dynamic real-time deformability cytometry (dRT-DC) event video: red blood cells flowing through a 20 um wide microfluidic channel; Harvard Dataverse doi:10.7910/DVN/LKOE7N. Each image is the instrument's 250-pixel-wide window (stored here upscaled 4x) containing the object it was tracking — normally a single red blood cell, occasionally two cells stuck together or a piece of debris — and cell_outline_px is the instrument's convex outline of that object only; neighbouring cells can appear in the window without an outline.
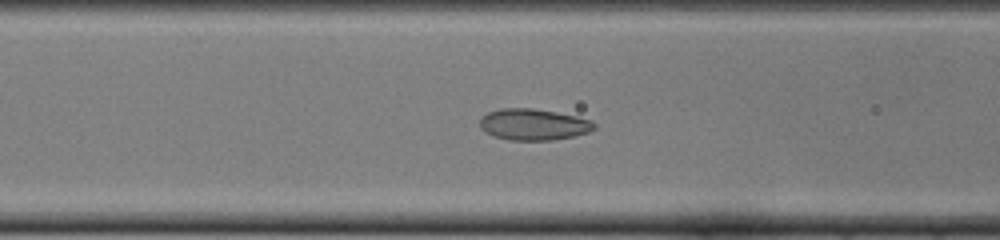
{"species": "common noctule bat (a hibernating species)", "species_latin": "Nyctalus noctula", "temperature_condition": "cold", "stored_images_in_passage": 50, "camera_frame_rate_fps": 3000, "um_per_image_px": 0.085, "animal": {"sex": "female", "body_mass_g": 22.0, "forearm_length_mm": 56.7}, "frame": {"image": 1, "passage_image": 20, "time_ms": 6.333, "image_size_px": [1000, 240], "cell_outline_px": [[596, 128], [588, 132], [572, 136], [552, 140], [508, 140], [492, 136], [484, 132], [480, 128], [480, 120], [488, 112], [500, 108], [532, 108], [556, 112], [576, 116], [592, 120], [596, 124]], "centroid_in_image_um": [45.33, 10.58], "position_along_channel_um": 121.3, "area_um2": 20.98}}
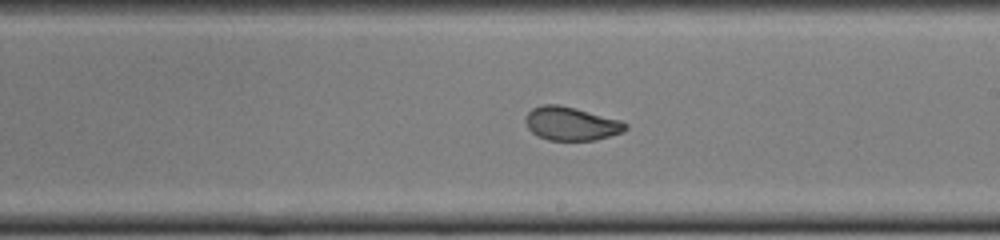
{"frame": {"image": 2, "passage_image": 29, "time_ms": 9.333, "image_size_px": [1000, 240], "cell_outline_px": [[628, 128], [624, 132], [596, 140], [548, 140], [536, 136], [528, 128], [524, 120], [528, 112], [532, 108], [544, 104], [556, 104], [576, 108], [620, 120], [628, 124]], "centroid_in_image_um": [48.55, 10.51], "position_along_channel_um": 240.5, "area_um2": 19.65}}
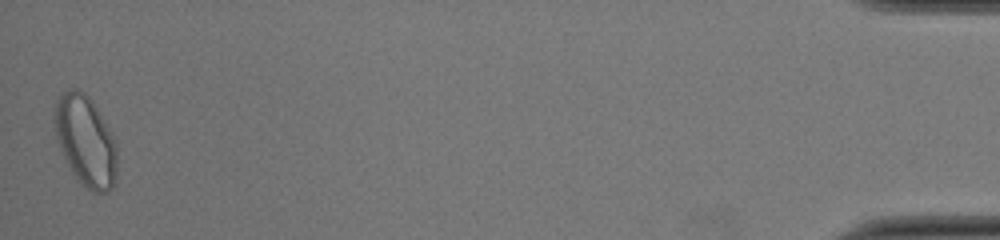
{"frame": {"image": 3, "passage_image": 50, "time_ms": 16.333, "image_size_px": [1000, 240], "cell_outline_px": [[116, 176], [112, 188], [108, 192], [92, 192], [80, 184], [76, 180], [60, 148], [56, 136], [56, 100], [68, 88], [76, 88], [84, 92], [92, 100], [104, 120], [116, 144]], "centroid_in_image_um": [7.29, 12.0], "position_along_channel_um": 427.9, "area_um2": 32.6}, "authors_computed_cell_mechanics": {"area_um2": 21.5305, "velocity_mm_per_s": 3.9894, "shape_relaxation_time_tau1_ms": null, "shape_relaxation_time_tau2_ms": 0.7991, "deformation_change_tau1": null, "deformation_change_tau2": 0.053}}